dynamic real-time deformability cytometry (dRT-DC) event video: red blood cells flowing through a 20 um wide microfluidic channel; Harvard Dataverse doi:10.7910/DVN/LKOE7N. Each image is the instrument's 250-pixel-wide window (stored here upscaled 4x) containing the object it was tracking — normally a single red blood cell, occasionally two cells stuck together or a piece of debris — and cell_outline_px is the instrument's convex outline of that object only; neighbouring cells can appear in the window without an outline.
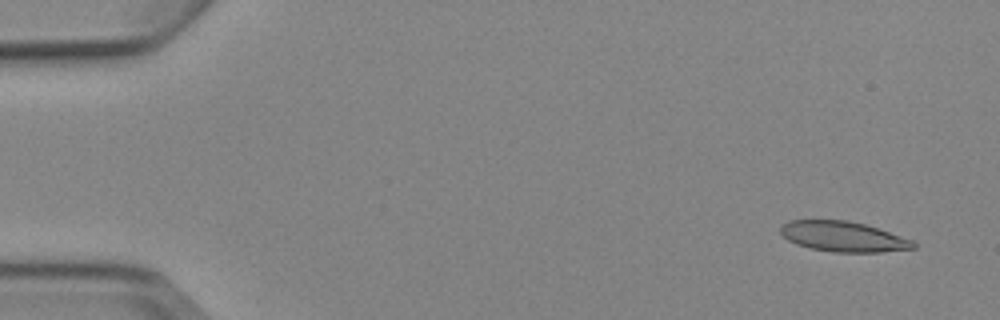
{"species": "Egyptian fruit bat (a non-hibernating species)", "species_latin": "Rousettus aegyptiacus", "temperature_condition": "cold", "stored_images_in_passage": 7, "camera_frame_rate_fps": 3000, "um_per_image_px": 0.085, "animal": {"sex": "female"}, "frame": {"image": 1, "passage_image": 1, "time_ms": 0.0, "image_size_px": [1000, 320], "cell_outline_px": [[916, 248], [880, 252], [836, 252], [812, 248], [796, 244], [788, 240], [780, 232], [780, 228], [788, 220], [848, 220], [864, 224], [912, 240], [916, 244]], "centroid_in_image_um": [71.66, 20.11], "position_along_channel_um": 13.3, "area_um2": 23.12}}
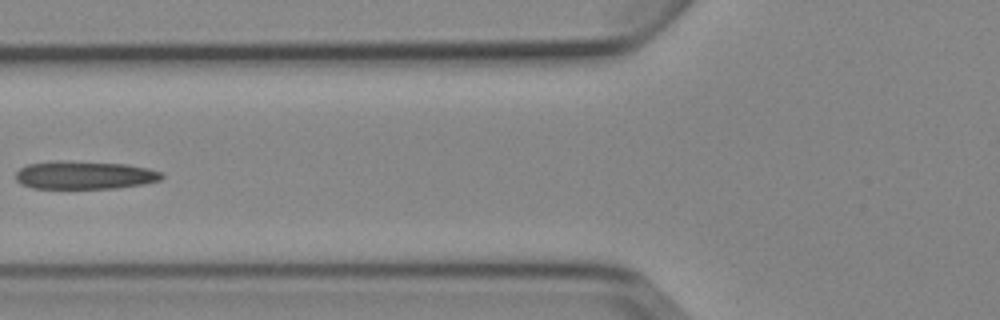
{"frame": {"image": 2, "passage_image": 6, "time_ms": 6.0, "image_size_px": [1000, 320], "cell_outline_px": [[164, 176], [160, 180], [144, 184], [116, 188], [32, 188], [20, 184], [16, 180], [16, 172], [20, 168], [28, 164], [128, 164], [148, 168], [160, 172]], "centroid_in_image_um": [7.24, 14.95], "position_along_channel_um": 118.6, "area_um2": 22.54}}
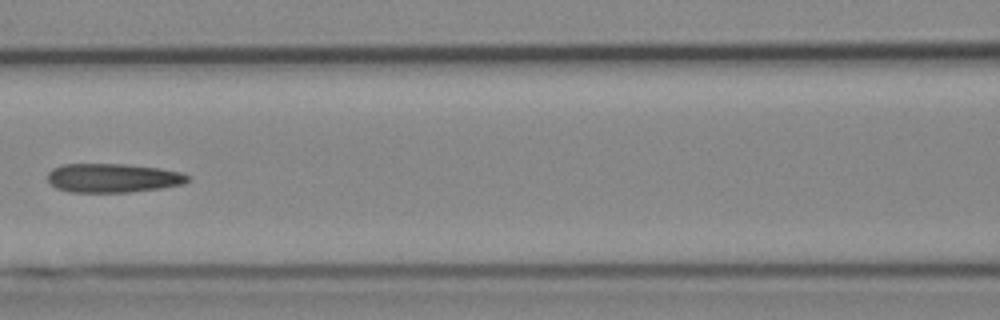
{"frame": {"image": 3, "passage_image": 7, "time_ms": 7.0, "image_size_px": [1000, 320], "cell_outline_px": [[188, 180], [184, 184], [160, 188], [128, 192], [72, 192], [56, 188], [48, 180], [48, 172], [52, 168], [60, 164], [124, 164], [160, 168], [180, 172], [188, 176]], "centroid_in_image_um": [9.57, 15.12], "position_along_channel_um": 157.0, "area_um2": 23.58}}